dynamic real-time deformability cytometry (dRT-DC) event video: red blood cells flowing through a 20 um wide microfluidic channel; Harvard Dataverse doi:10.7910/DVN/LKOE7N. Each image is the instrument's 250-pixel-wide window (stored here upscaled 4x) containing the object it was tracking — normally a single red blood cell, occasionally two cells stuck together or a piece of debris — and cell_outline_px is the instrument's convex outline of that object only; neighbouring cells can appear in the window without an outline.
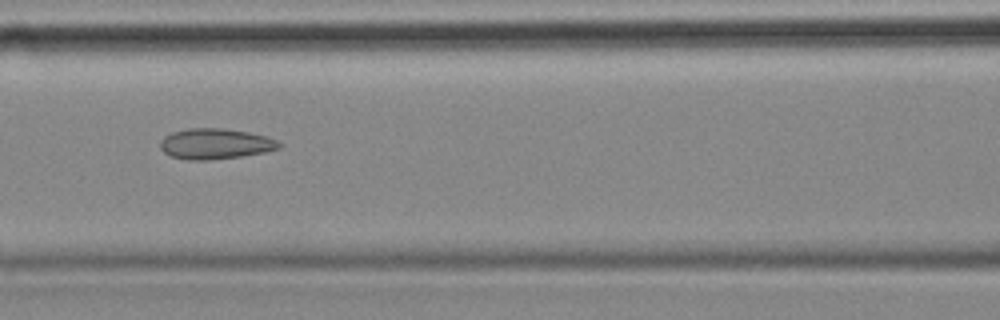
{"species": "common noctule bat (a hibernating species)", "species_latin": "Nyctalus noctula", "temperature_condition": "cold", "stored_images_in_passage": 38, "camera_frame_rate_fps": 3000, "um_per_image_px": 0.085, "animal": {"sex": "female", "body_mass_g": 18.4}, "frame": {"image": 1, "passage_image": 12, "time_ms": 3.667, "image_size_px": [1000, 320], "cell_outline_px": [[284, 144], [280, 148], [264, 152], [240, 156], [208, 160], [188, 160], [168, 156], [160, 148], [160, 140], [164, 136], [172, 132], [188, 128], [220, 128], [248, 132], [264, 136], [276, 140]], "centroid_in_image_um": [18.26, 12.23], "position_along_channel_um": 148.3, "area_um2": 21.21}, "authors_computed_cell_mechanics": {"area_um2": 20.9525, "velocity_mm_per_s": 3.5518, "shape_relaxation_time_tau1_ms": null, "shape_relaxation_time_tau2_ms": 3.0918, "deformation_change_tau1": null, "deformation_change_tau2": 0.1152}}